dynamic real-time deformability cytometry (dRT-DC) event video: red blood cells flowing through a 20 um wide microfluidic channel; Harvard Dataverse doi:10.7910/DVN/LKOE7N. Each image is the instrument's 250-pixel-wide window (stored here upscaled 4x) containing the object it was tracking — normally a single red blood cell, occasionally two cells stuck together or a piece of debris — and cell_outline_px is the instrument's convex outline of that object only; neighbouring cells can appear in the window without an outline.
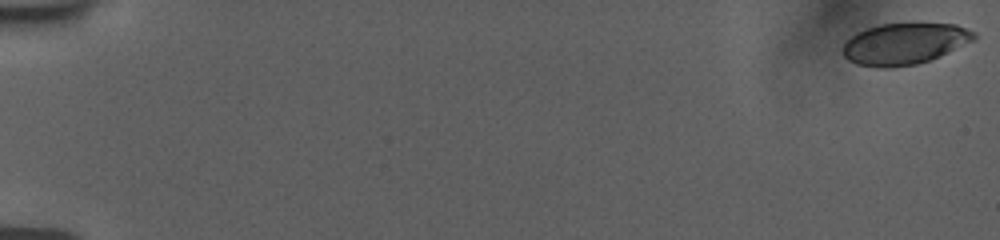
{"species": "human", "species_latin": "Homo sapiens", "temperature_condition": "room temperature", "stored_images_in_passage": 56, "camera_frame_rate_fps": 3000, "um_per_image_px": 0.085, "donor": {"sex": "female"}, "frame": {"image": 1, "passage_image": 1, "time_ms": 0.0, "image_size_px": [1000, 240], "cell_outline_px": [[976, 36], [972, 40], [940, 56], [916, 64], [856, 64], [848, 60], [840, 52], [840, 48], [856, 32], [880, 24], [916, 20], [956, 24], [976, 32]], "centroid_in_image_um": [76.91, 3.61], "position_along_channel_um": 8.1, "area_um2": 31.56}}
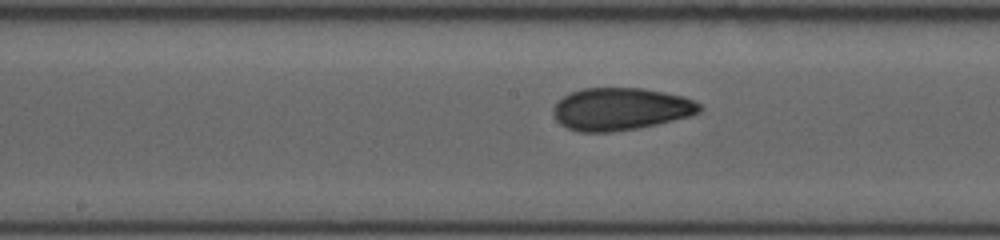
{"frame": {"image": 2, "passage_image": 31, "time_ms": 10.0, "image_size_px": [1000, 240], "cell_outline_px": [[704, 108], [700, 112], [692, 116], [656, 124], [636, 128], [608, 132], [580, 132], [568, 128], [560, 124], [556, 120], [552, 112], [552, 108], [564, 96], [572, 92], [584, 88], [644, 88], [684, 96], [700, 104]], "centroid_in_image_um": [52.77, 9.26], "position_along_channel_um": 195.4, "area_um2": 36.18}}
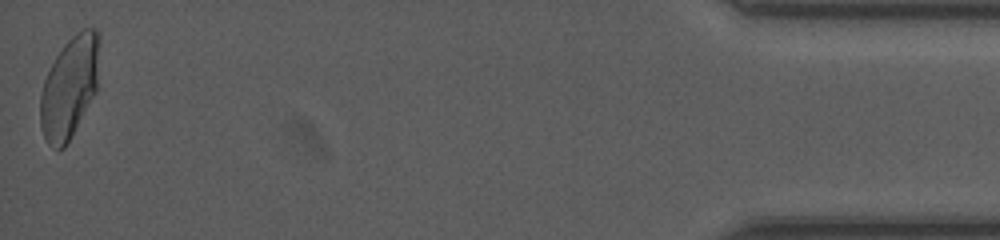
{"frame": {"image": 3, "passage_image": 56, "time_ms": 18.333, "image_size_px": [1000, 240], "cell_outline_px": [[100, 40], [96, 92], [64, 148], [52, 148], [48, 144], [44, 136], [40, 124], [40, 96], [44, 80], [56, 56], [64, 44], [76, 32], [84, 28], [96, 28], [100, 36]], "centroid_in_image_um": [5.91, 7.38], "position_along_channel_um": 429.3, "area_um2": 34.8}, "authors_computed_cell_mechanics": {"area_um2": 34.7667, "velocity_mm_per_s": 3.7808, "shape_relaxation_time_tau1_ms": null, "shape_relaxation_time_tau2_ms": 1.7715, "deformation_change_tau1": null, "deformation_change_tau2": 0.0758}}